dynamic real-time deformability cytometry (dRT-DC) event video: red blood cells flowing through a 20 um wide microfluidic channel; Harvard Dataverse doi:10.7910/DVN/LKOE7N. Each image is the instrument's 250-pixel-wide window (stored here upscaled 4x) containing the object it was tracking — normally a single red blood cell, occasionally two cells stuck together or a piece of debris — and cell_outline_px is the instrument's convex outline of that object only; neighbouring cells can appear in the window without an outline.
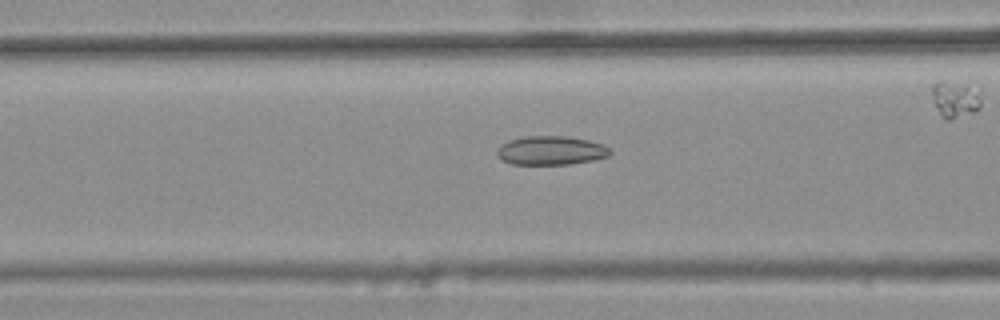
{"species": "common noctule bat (a hibernating species)", "species_latin": "Nyctalus noctula", "temperature_condition": "warm", "stored_images_in_passage": 32, "camera_frame_rate_fps": 3000, "um_per_image_px": 0.085, "animal": {"sex": "female", "body_mass_g": 25.1}, "frame": {"image": 1, "passage_image": 5, "time_ms": 1.333, "image_size_px": [1000, 320], "cell_outline_px": [[612, 152], [608, 156], [592, 160], [572, 164], [512, 164], [496, 156], [496, 152], [508, 140], [528, 136], [568, 136], [588, 140], [604, 144]], "centroid_in_image_um": [46.86, 12.79], "position_along_channel_um": 119.7, "area_um2": 18.9}}
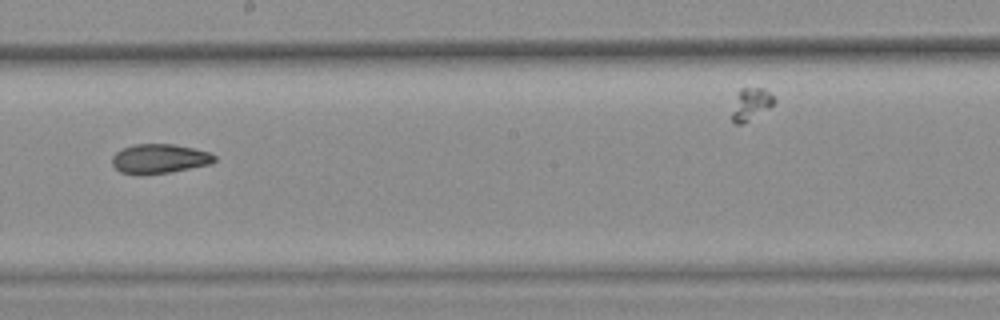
{"frame": {"image": 2, "passage_image": 14, "time_ms": 4.333, "image_size_px": [1000, 320], "cell_outline_px": [[216, 160], [212, 164], [168, 172], [120, 172], [112, 164], [112, 156], [120, 148], [132, 144], [172, 144], [192, 148], [208, 152], [216, 156]], "centroid_in_image_um": [13.56, 13.45], "position_along_channel_um": 234.6, "area_um2": 17.05}}
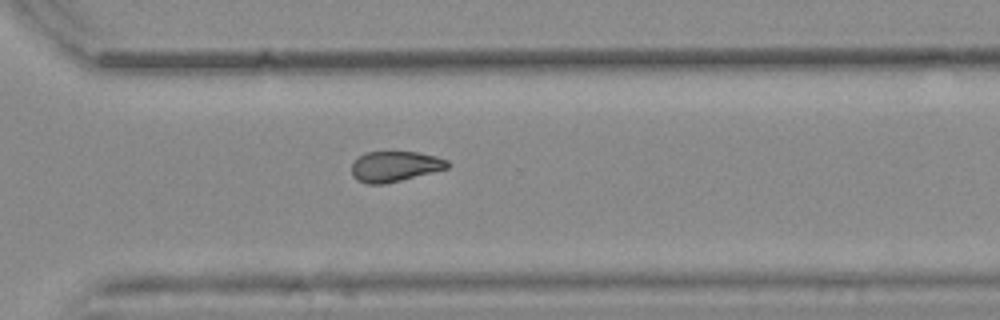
{"frame": {"image": 3, "passage_image": 22, "time_ms": 7.0, "image_size_px": [1000, 320], "cell_outline_px": [[448, 168], [384, 184], [368, 184], [356, 180], [352, 176], [352, 164], [364, 152], [420, 152], [436, 156], [448, 160]], "centroid_in_image_um": [33.55, 14.14], "position_along_channel_um": 337.1, "area_um2": 16.88}, "authors_computed_cell_mechanics": {"area_um2": 17.5134, "velocity_mm_per_s": 3.8299, "shape_relaxation_time_tau1_ms": null, "shape_relaxation_time_tau2_ms": 4.2582, "deformation_change_tau1": null, "deformation_change_tau2": 0.1007}}